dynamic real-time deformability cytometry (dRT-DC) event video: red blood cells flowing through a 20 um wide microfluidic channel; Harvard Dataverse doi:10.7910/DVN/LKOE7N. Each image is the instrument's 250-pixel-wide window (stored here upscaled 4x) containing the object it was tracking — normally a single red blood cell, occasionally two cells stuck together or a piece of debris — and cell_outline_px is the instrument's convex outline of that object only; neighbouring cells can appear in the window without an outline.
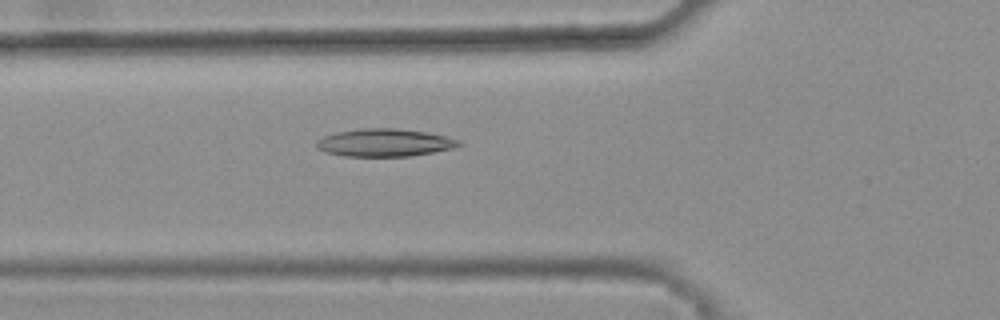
{"species": "common noctule bat (a hibernating species)", "species_latin": "Nyctalus noctula", "temperature_condition": "warm", "stored_images_in_passage": 48, "camera_frame_rate_fps": 3000, "um_per_image_px": 0.085, "animal": {"sex": "female", "body_mass_g": 25.1}, "frame": {"image": 1, "passage_image": 19, "time_ms": 6.0, "image_size_px": [1000, 320], "cell_outline_px": [[464, 144], [452, 148], [432, 152], [408, 156], [344, 156], [324, 152], [316, 148], [316, 140], [324, 136], [336, 132], [360, 128], [396, 128], [424, 132], [444, 136], [460, 140]], "centroid_in_image_um": [32.64, 12.12], "position_along_channel_um": 93.2, "area_um2": 22.95}}
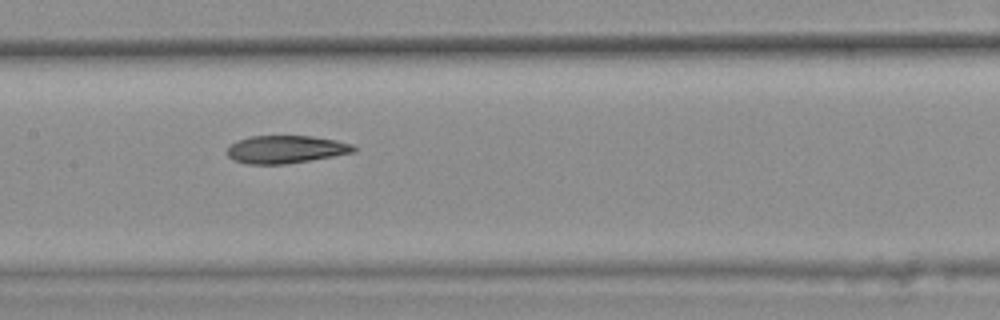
{"frame": {"image": 2, "passage_image": 26, "time_ms": 8.333, "image_size_px": [1000, 320], "cell_outline_px": [[356, 152], [284, 164], [248, 164], [232, 160], [228, 156], [228, 148], [236, 140], [248, 136], [312, 136], [336, 140], [352, 144], [356, 148]], "centroid_in_image_um": [24.27, 12.69], "position_along_channel_um": 183.1, "area_um2": 20.4}}
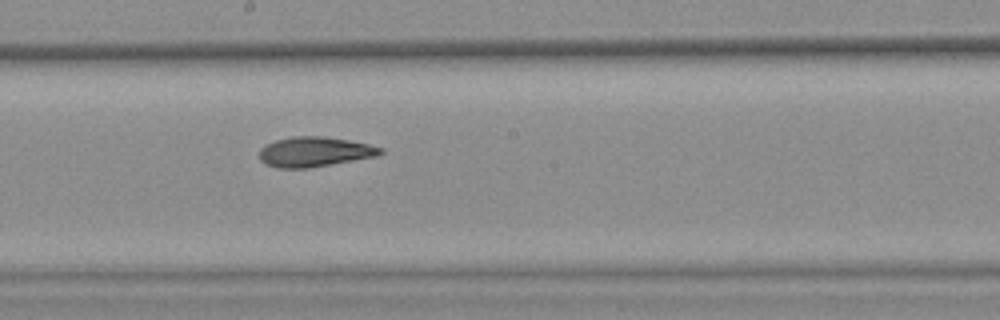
{"frame": {"image": 3, "passage_image": 29, "time_ms": 9.333, "image_size_px": [1000, 320], "cell_outline_px": [[384, 152], [376, 156], [308, 168], [276, 168], [264, 164], [260, 160], [260, 148], [264, 144], [276, 140], [292, 136], [324, 136], [348, 140], [368, 144], [384, 148]], "centroid_in_image_um": [26.7, 12.9], "position_along_channel_um": 221.5, "area_um2": 21.15}, "authors_computed_cell_mechanics": {"area_um2": 21.4727, "velocity_mm_per_s": 3.8448, "shape_relaxation_time_tau1_ms": null, "shape_relaxation_time_tau2_ms": 3.6115, "deformation_change_tau1": null, "deformation_change_tau2": 0.1082}}